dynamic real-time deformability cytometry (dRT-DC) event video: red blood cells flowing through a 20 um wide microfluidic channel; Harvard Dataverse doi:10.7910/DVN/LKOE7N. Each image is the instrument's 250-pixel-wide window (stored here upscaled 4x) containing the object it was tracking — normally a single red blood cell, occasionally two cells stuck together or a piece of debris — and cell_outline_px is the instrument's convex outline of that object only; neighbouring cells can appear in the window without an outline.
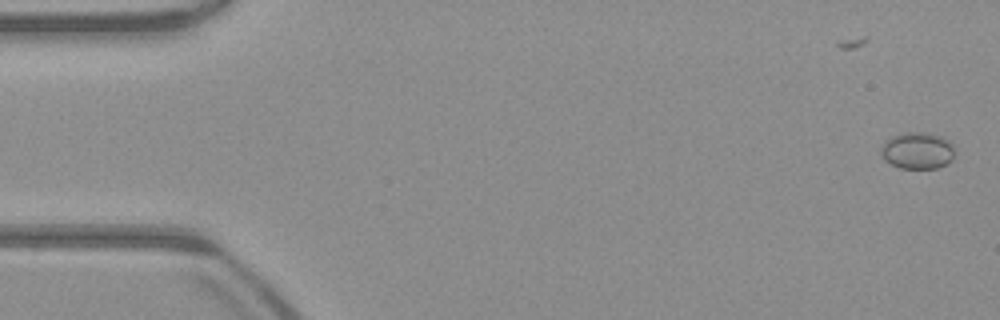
{"species": "common noctule bat (a hibernating species)", "species_latin": "Nyctalus noctula", "temperature_condition": "warm", "stored_images_in_passage": 52, "camera_frame_rate_fps": 3000, "um_per_image_px": 0.085, "animal": {"sex": "male", "body_mass_g": 23.1, "forearm_length_mm": 52.7}, "frame": {"image": 1, "passage_image": 1, "time_ms": 0.0, "image_size_px": [1000, 320], "cell_outline_px": [[952, 160], [948, 164], [936, 168], [900, 168], [884, 160], [880, 152], [880, 148], [892, 136], [908, 132], [928, 132], [944, 136], [952, 144]], "centroid_in_image_um": [77.99, 12.79], "position_along_channel_um": 7.0, "area_um2": 15.78}}
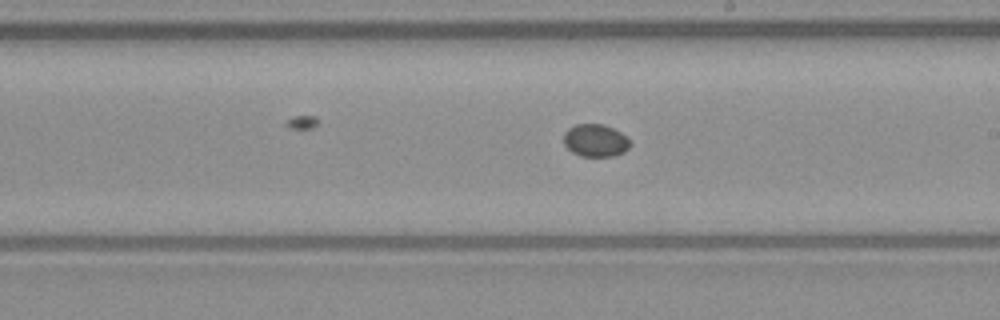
{"frame": {"image": 2, "passage_image": 29, "time_ms": 9.333, "image_size_px": [1000, 320], "cell_outline_px": [[632, 144], [624, 152], [612, 156], [580, 156], [572, 152], [564, 144], [564, 132], [568, 128], [576, 124], [604, 124], [620, 132]], "centroid_in_image_um": [50.59, 11.94], "position_along_channel_um": 238.4, "area_um2": 12.54}}
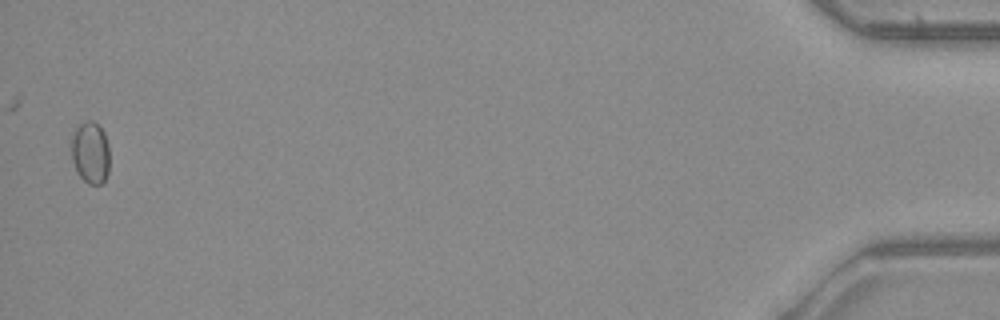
{"frame": {"image": 3, "passage_image": 51, "time_ms": 16.667, "image_size_px": [1000, 320], "cell_outline_px": [[108, 172], [104, 180], [100, 184], [88, 184], [80, 176], [72, 160], [72, 132], [84, 120], [92, 120], [104, 132], [108, 144]], "centroid_in_image_um": [7.68, 12.95], "position_along_channel_um": 427.5, "area_um2": 13.64}}